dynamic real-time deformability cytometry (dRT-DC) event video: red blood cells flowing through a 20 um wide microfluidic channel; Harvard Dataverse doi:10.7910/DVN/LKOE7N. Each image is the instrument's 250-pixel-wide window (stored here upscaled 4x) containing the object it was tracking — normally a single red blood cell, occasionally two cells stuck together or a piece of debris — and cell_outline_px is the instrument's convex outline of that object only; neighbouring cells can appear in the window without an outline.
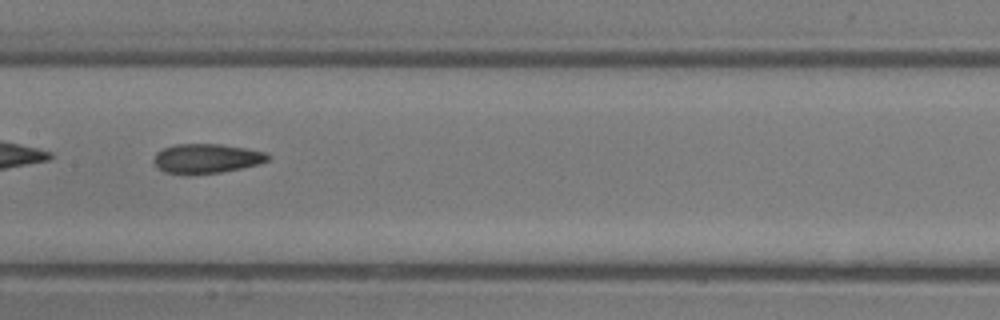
{"species": "common noctule bat (a hibernating species)", "species_latin": "Nyctalus noctula", "temperature_condition": "room temperature", "stored_images_in_passage": 30, "camera_frame_rate_fps": 3000, "um_per_image_px": 0.085, "animal": {"sex": "male", "body_mass_g": 13.3}, "frame": {"image": 1, "passage_image": 9, "time_ms": 2.667, "image_size_px": [1000, 320], "cell_outline_px": [[272, 156], [268, 160], [260, 164], [220, 172], [188, 176], [164, 172], [152, 160], [156, 152], [164, 148], [176, 144], [220, 144], [268, 152]], "centroid_in_image_um": [17.56, 13.49], "position_along_channel_um": 189.8, "area_um2": 19.88}}
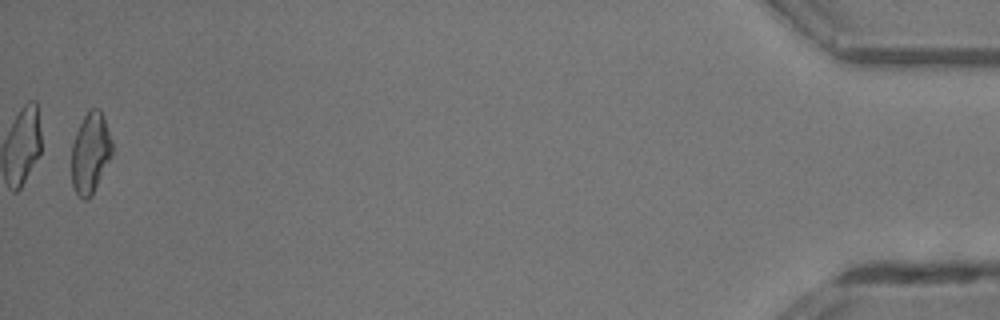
{"frame": {"image": 2, "passage_image": 30, "time_ms": 9.667, "image_size_px": [1000, 320], "cell_outline_px": [[112, 156], [92, 196], [88, 200], [84, 200], [76, 192], [72, 184], [72, 144], [76, 132], [88, 108], [100, 108], [104, 116], [112, 140]], "centroid_in_image_um": [7.7, 12.99], "position_along_channel_um": 427.5, "area_um2": 19.31}, "authors_computed_cell_mechanics": {"area_um2": 19.3919, "velocity_mm_per_s": 4.7947, "shape_relaxation_time_tau1_ms": 6.129, "shape_relaxation_time_tau2_ms": 2.7906, "deformation_change_tau1": 0.1341, "deformation_change_tau2": 0.1126}}